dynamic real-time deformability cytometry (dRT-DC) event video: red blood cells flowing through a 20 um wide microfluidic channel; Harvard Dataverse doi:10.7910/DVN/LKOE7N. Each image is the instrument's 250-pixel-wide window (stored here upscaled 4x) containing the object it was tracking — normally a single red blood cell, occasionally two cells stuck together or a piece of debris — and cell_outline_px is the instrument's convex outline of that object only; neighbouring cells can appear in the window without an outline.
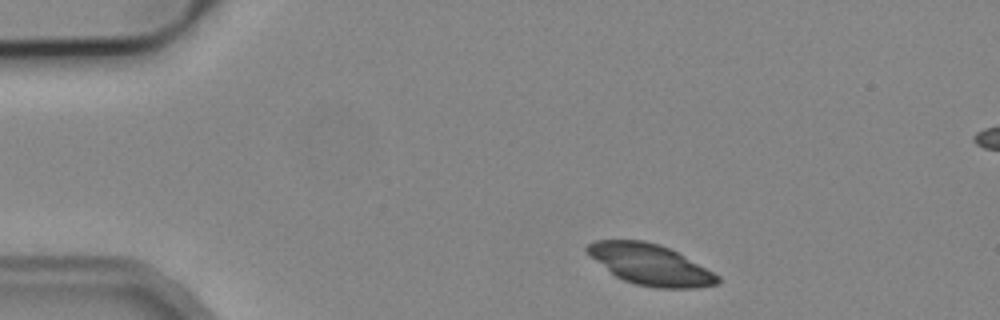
{"species": "common noctule bat (a hibernating species)", "species_latin": "Nyctalus noctula", "temperature_condition": "cold", "stored_images_in_passage": 3, "camera_frame_rate_fps": 3000, "um_per_image_px": 0.085, "animal": {"sex": "male", "body_mass_g": 19.2, "forearm_length_mm": 51.8}, "frame": {"image": 1, "passage_image": 1, "time_ms": 0.0, "image_size_px": [1000, 320], "cell_outline_px": [[720, 284], [696, 288], [656, 288], [636, 284], [624, 280], [616, 276], [596, 260], [584, 248], [588, 244], [596, 240], [644, 240], [660, 244], [672, 248], [720, 276]], "centroid_in_image_um": [55.33, 22.48], "position_along_channel_um": 29.7, "area_um2": 30.92}}